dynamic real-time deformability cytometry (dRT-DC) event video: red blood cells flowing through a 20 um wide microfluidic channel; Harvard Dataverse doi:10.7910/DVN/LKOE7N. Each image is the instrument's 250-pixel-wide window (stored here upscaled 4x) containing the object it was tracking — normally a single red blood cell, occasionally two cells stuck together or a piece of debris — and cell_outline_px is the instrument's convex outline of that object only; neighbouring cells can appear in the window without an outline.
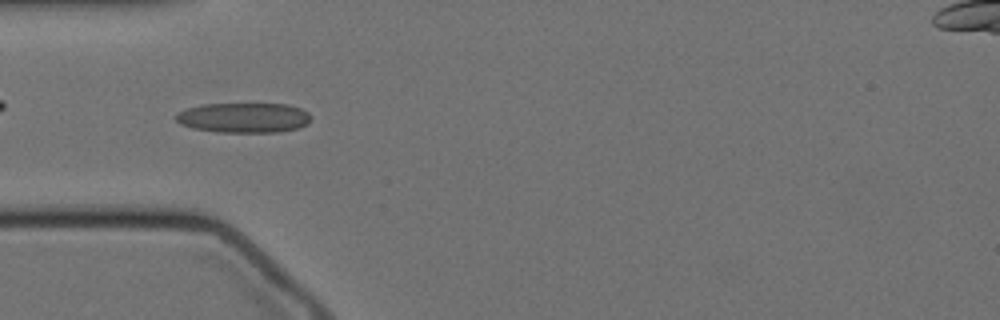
{"species": "Egyptian fruit bat (a non-hibernating species)", "species_latin": "Rousettus aegyptiacus", "temperature_condition": "cold", "stored_images_in_passage": 54, "camera_frame_rate_fps": 3000, "um_per_image_px": 0.085, "animal": {"sex": "female"}, "frame": {"image": 1, "passage_image": 13, "time_ms": 4.0, "image_size_px": [1000, 320], "cell_outline_px": [[312, 120], [308, 124], [300, 128], [280, 132], [220, 132], [192, 128], [180, 124], [176, 120], [176, 112], [188, 108], [204, 104], [288, 104], [300, 108], [308, 112]], "centroid_in_image_um": [20.75, 10.01], "position_along_channel_um": 64.2, "area_um2": 23.76}}
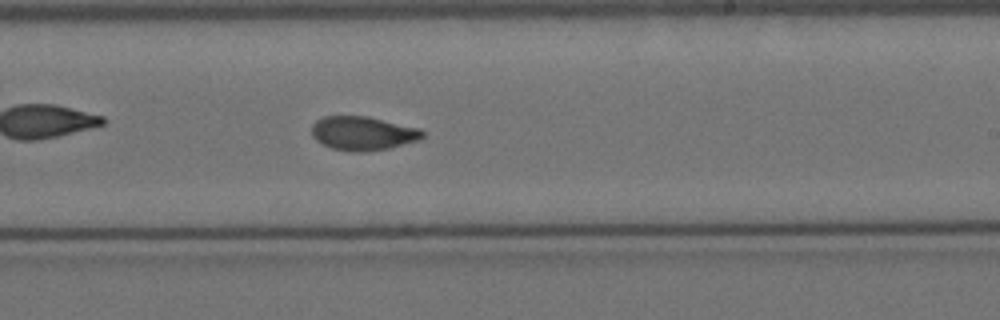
{"frame": {"image": 2, "passage_image": 30, "time_ms": 9.667, "image_size_px": [1000, 320], "cell_outline_px": [[424, 136], [420, 140], [388, 148], [364, 152], [352, 152], [332, 148], [320, 144], [312, 136], [312, 124], [316, 120], [324, 116], [368, 116], [420, 128], [424, 132]], "centroid_in_image_um": [30.84, 11.33], "position_along_channel_um": 258.2, "area_um2": 22.08}}
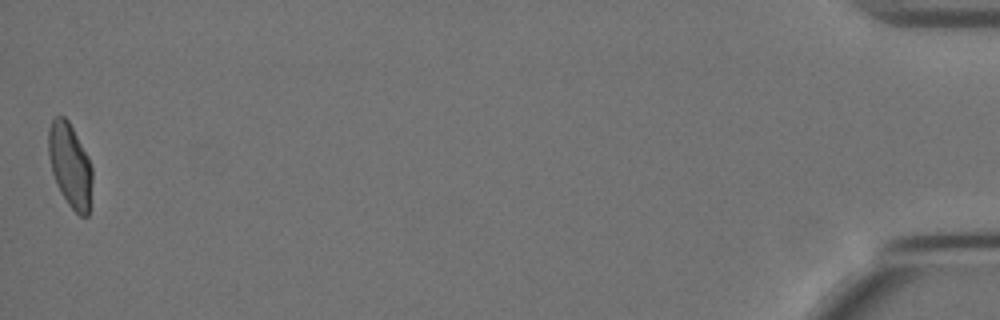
{"frame": {"image": 3, "passage_image": 54, "time_ms": 17.667, "image_size_px": [1000, 320], "cell_outline_px": [[92, 180], [88, 216], [80, 216], [68, 204], [60, 192], [56, 184], [52, 172], [48, 152], [48, 128], [52, 120], [56, 116], [64, 116], [68, 120], [88, 156], [92, 168]], "centroid_in_image_um": [5.95, 14.05], "position_along_channel_um": 429.3, "area_um2": 21.39}, "authors_computed_cell_mechanics": {"area_um2": 21.8484, "velocity_mm_per_s": 3.4143, "shape_relaxation_time_tau1_ms": null, "shape_relaxation_time_tau2_ms": 1.9548, "deformation_change_tau1": null, "deformation_change_tau2": 0.0681}}